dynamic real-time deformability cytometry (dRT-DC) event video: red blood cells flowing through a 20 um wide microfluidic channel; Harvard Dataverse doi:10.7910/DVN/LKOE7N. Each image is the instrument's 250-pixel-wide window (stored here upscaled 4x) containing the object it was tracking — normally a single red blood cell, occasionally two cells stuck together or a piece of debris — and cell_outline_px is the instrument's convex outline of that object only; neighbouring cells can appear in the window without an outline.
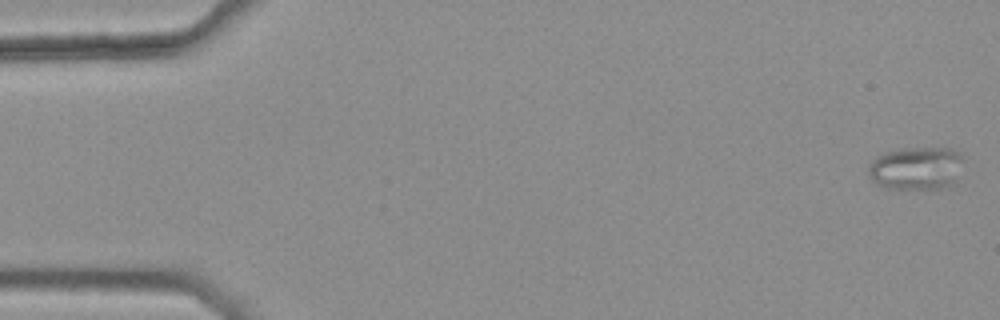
{"species": "common noctule bat (a hibernating species)", "species_latin": "Nyctalus noctula", "temperature_condition": "warm", "stored_images_in_passage": 5, "camera_frame_rate_fps": 3000, "um_per_image_px": 0.085, "animal": {"sex": "female", "body_mass_g": 25.1}, "frame": {"image": 1, "passage_image": 1, "time_ms": 0.0, "image_size_px": [1000, 320], "cell_outline_px": [[960, 156], [952, 180], [944, 188], [888, 188], [876, 184], [868, 176], [868, 164], [876, 156], [884, 152], [900, 148], [952, 148], [960, 152]], "centroid_in_image_um": [77.73, 14.27], "position_along_channel_um": 7.3, "area_um2": 23.18}}
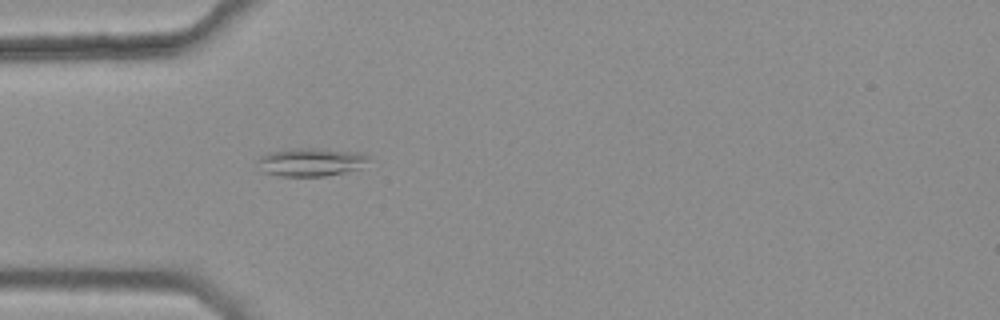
{"frame": {"image": 2, "passage_image": 5, "time_ms": 1.333, "image_size_px": [1000, 320], "cell_outline_px": [[368, 156], [360, 168], [344, 172], [324, 176], [280, 176], [264, 172], [260, 160], [260, 156], [268, 152], [292, 148], [316, 148], [360, 152]], "centroid_in_image_um": [26.42, 13.76], "position_along_channel_um": 58.6, "area_um2": 17.86}}